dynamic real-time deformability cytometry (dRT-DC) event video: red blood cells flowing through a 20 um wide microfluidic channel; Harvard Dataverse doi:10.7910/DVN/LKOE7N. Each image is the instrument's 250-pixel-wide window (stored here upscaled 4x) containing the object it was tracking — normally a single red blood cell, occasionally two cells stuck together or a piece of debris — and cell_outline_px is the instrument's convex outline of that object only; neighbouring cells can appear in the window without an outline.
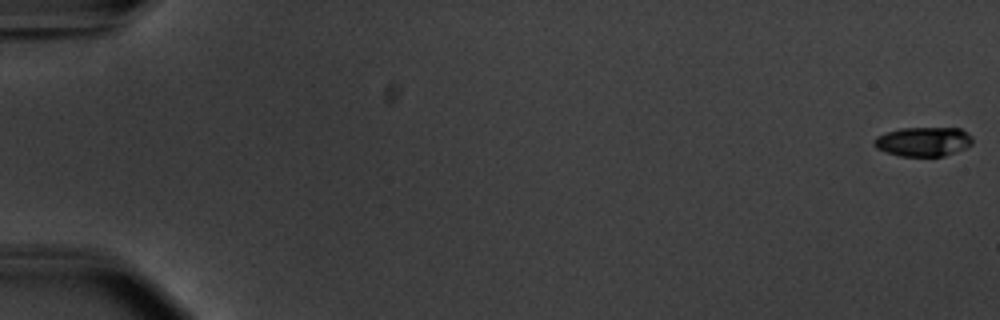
{"species": "common noctule bat (a hibernating species)", "species_latin": "Nyctalus noctula", "temperature_condition": "warm", "stored_images_in_passage": 56, "camera_frame_rate_fps": 3000, "um_per_image_px": 0.085, "animal": {"sex": "male", "body_mass_g": 20.1, "forearm_length_mm": 53.5}, "frame": {"image": 1, "passage_image": 1, "time_ms": 0.0, "image_size_px": [1000, 320], "cell_outline_px": [[972, 144], [964, 148], [944, 156], [900, 156], [884, 152], [876, 148], [872, 144], [872, 140], [876, 136], [900, 128], [960, 128], [972, 136]], "centroid_in_image_um": [78.44, 12.04], "position_along_channel_um": 6.6, "area_um2": 16.88}}
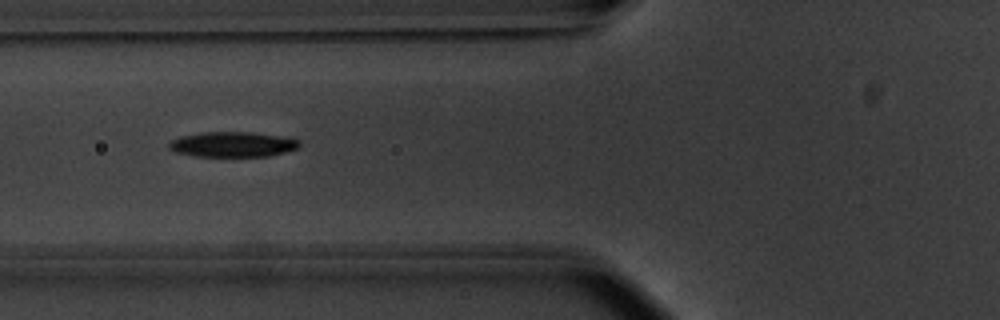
{"frame": {"image": 2, "passage_image": 23, "time_ms": 7.333, "image_size_px": [1000, 320], "cell_outline_px": [[300, 144], [296, 148], [284, 152], [268, 156], [196, 156], [176, 152], [168, 148], [168, 144], [172, 140], [180, 136], [204, 132], [248, 132], [292, 136], [300, 140]], "centroid_in_image_um": [19.82, 12.25], "position_along_channel_um": 106.0, "area_um2": 19.25}}
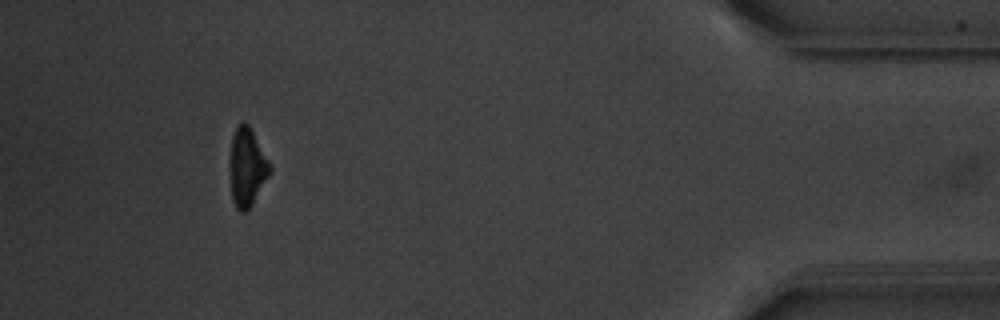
{"frame": {"image": 3, "passage_image": 52, "time_ms": 17.0, "image_size_px": [1000, 320], "cell_outline_px": [[272, 172], [252, 204], [244, 212], [240, 212], [236, 208], [232, 200], [232, 136], [240, 120], [244, 120], [248, 124], [268, 160], [272, 168]], "centroid_in_image_um": [21.04, 14.21], "position_along_channel_um": 414.2, "area_um2": 17.63}, "authors_computed_cell_mechanics": {"area_um2": 18.9006, "velocity_mm_per_s": 3.7533, "shape_relaxation_time_tau1_ms": 2.3264, "shape_relaxation_time_tau2_ms": null, "deformation_change_tau1": 0.1244, "deformation_change_tau2": null}}